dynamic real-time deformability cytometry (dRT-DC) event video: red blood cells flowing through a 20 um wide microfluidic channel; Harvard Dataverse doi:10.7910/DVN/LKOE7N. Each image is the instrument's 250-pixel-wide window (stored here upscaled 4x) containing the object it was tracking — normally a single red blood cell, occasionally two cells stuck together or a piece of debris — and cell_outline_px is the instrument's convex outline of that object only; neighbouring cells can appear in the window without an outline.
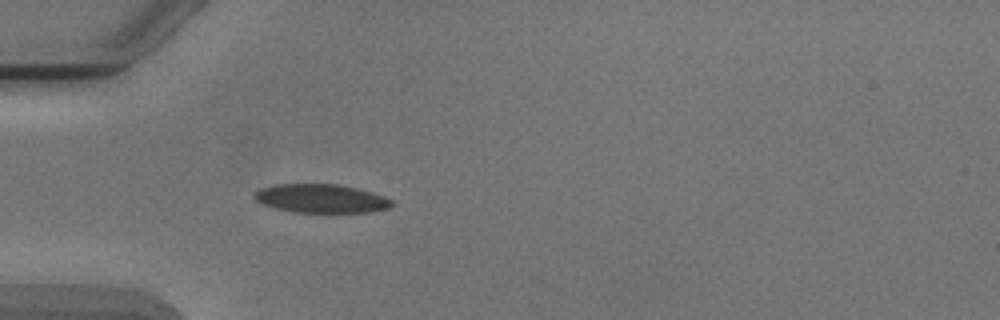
{"species": "Egyptian fruit bat (a non-hibernating species)", "species_latin": "Rousettus aegyptiacus", "temperature_condition": "cold", "stored_images_in_passage": 5, "camera_frame_rate_fps": 3000, "um_per_image_px": 0.085, "animal": {"sex": "male"}, "frame": {"image": 1, "passage_image": 5, "time_ms": 4.667, "image_size_px": [1000, 320], "cell_outline_px": [[396, 204], [388, 208], [372, 212], [292, 212], [260, 204], [252, 196], [252, 192], [260, 188], [276, 184], [336, 184], [356, 188], [372, 192], [384, 196], [392, 200]], "centroid_in_image_um": [27.27, 16.87], "position_along_channel_um": 57.7, "area_um2": 23.18}}